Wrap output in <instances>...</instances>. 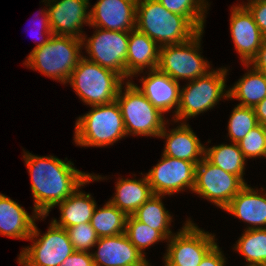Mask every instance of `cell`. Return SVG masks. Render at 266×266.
<instances>
[{
  "label": "cell",
  "mask_w": 266,
  "mask_h": 266,
  "mask_svg": "<svg viewBox=\"0 0 266 266\" xmlns=\"http://www.w3.org/2000/svg\"><path fill=\"white\" fill-rule=\"evenodd\" d=\"M31 177L34 212L48 216L50 209L63 202L92 174L76 169L71 161L56 156L23 155Z\"/></svg>",
  "instance_id": "obj_1"
},
{
  "label": "cell",
  "mask_w": 266,
  "mask_h": 266,
  "mask_svg": "<svg viewBox=\"0 0 266 266\" xmlns=\"http://www.w3.org/2000/svg\"><path fill=\"white\" fill-rule=\"evenodd\" d=\"M135 28L160 47L187 42L199 32L184 16L168 11L158 0H137Z\"/></svg>",
  "instance_id": "obj_2"
},
{
  "label": "cell",
  "mask_w": 266,
  "mask_h": 266,
  "mask_svg": "<svg viewBox=\"0 0 266 266\" xmlns=\"http://www.w3.org/2000/svg\"><path fill=\"white\" fill-rule=\"evenodd\" d=\"M82 43V39L76 37L52 35L43 46L33 48L24 64L32 70L66 84L83 57L80 51Z\"/></svg>",
  "instance_id": "obj_3"
},
{
  "label": "cell",
  "mask_w": 266,
  "mask_h": 266,
  "mask_svg": "<svg viewBox=\"0 0 266 266\" xmlns=\"http://www.w3.org/2000/svg\"><path fill=\"white\" fill-rule=\"evenodd\" d=\"M126 136L121 110L115 100L109 104L92 106L88 113L79 116L73 140L77 146L104 147Z\"/></svg>",
  "instance_id": "obj_4"
},
{
  "label": "cell",
  "mask_w": 266,
  "mask_h": 266,
  "mask_svg": "<svg viewBox=\"0 0 266 266\" xmlns=\"http://www.w3.org/2000/svg\"><path fill=\"white\" fill-rule=\"evenodd\" d=\"M84 56L67 82L86 105L98 106L116 100L124 79L112 70L103 68Z\"/></svg>",
  "instance_id": "obj_5"
},
{
  "label": "cell",
  "mask_w": 266,
  "mask_h": 266,
  "mask_svg": "<svg viewBox=\"0 0 266 266\" xmlns=\"http://www.w3.org/2000/svg\"><path fill=\"white\" fill-rule=\"evenodd\" d=\"M227 68L212 69L206 75L190 80L180 90V102L173 122L194 118L212 109L221 98L228 99L226 88Z\"/></svg>",
  "instance_id": "obj_6"
},
{
  "label": "cell",
  "mask_w": 266,
  "mask_h": 266,
  "mask_svg": "<svg viewBox=\"0 0 266 266\" xmlns=\"http://www.w3.org/2000/svg\"><path fill=\"white\" fill-rule=\"evenodd\" d=\"M121 86L116 101L124 120L126 134L157 137L168 123L164 114L156 109L137 89L133 81ZM125 87V89H124ZM124 89V92H122Z\"/></svg>",
  "instance_id": "obj_7"
},
{
  "label": "cell",
  "mask_w": 266,
  "mask_h": 266,
  "mask_svg": "<svg viewBox=\"0 0 266 266\" xmlns=\"http://www.w3.org/2000/svg\"><path fill=\"white\" fill-rule=\"evenodd\" d=\"M47 230L40 235L34 223L32 234L28 238L33 244L22 248L17 259L21 266H60L75 252L65 228L58 227L51 221Z\"/></svg>",
  "instance_id": "obj_8"
},
{
  "label": "cell",
  "mask_w": 266,
  "mask_h": 266,
  "mask_svg": "<svg viewBox=\"0 0 266 266\" xmlns=\"http://www.w3.org/2000/svg\"><path fill=\"white\" fill-rule=\"evenodd\" d=\"M203 33L204 30L199 31L184 43L160 47L158 69L178 82L206 75L211 67L200 54Z\"/></svg>",
  "instance_id": "obj_9"
},
{
  "label": "cell",
  "mask_w": 266,
  "mask_h": 266,
  "mask_svg": "<svg viewBox=\"0 0 266 266\" xmlns=\"http://www.w3.org/2000/svg\"><path fill=\"white\" fill-rule=\"evenodd\" d=\"M215 235L198 228L190 219L167 240L164 266H198L217 244Z\"/></svg>",
  "instance_id": "obj_10"
},
{
  "label": "cell",
  "mask_w": 266,
  "mask_h": 266,
  "mask_svg": "<svg viewBox=\"0 0 266 266\" xmlns=\"http://www.w3.org/2000/svg\"><path fill=\"white\" fill-rule=\"evenodd\" d=\"M93 28H96L93 36L88 39L86 35L82 37V45L89 55L86 59L118 73L126 80V58L130 31Z\"/></svg>",
  "instance_id": "obj_11"
},
{
  "label": "cell",
  "mask_w": 266,
  "mask_h": 266,
  "mask_svg": "<svg viewBox=\"0 0 266 266\" xmlns=\"http://www.w3.org/2000/svg\"><path fill=\"white\" fill-rule=\"evenodd\" d=\"M245 185L237 175L225 172L204 157L196 165L192 192L224 209Z\"/></svg>",
  "instance_id": "obj_12"
},
{
  "label": "cell",
  "mask_w": 266,
  "mask_h": 266,
  "mask_svg": "<svg viewBox=\"0 0 266 266\" xmlns=\"http://www.w3.org/2000/svg\"><path fill=\"white\" fill-rule=\"evenodd\" d=\"M196 164L165 156L146 173L154 195H173L195 186Z\"/></svg>",
  "instance_id": "obj_13"
},
{
  "label": "cell",
  "mask_w": 266,
  "mask_h": 266,
  "mask_svg": "<svg viewBox=\"0 0 266 266\" xmlns=\"http://www.w3.org/2000/svg\"><path fill=\"white\" fill-rule=\"evenodd\" d=\"M49 6L48 15L53 35L82 39L83 24H90L88 0H43ZM47 3V5H46ZM88 10V11H87Z\"/></svg>",
  "instance_id": "obj_14"
},
{
  "label": "cell",
  "mask_w": 266,
  "mask_h": 266,
  "mask_svg": "<svg viewBox=\"0 0 266 266\" xmlns=\"http://www.w3.org/2000/svg\"><path fill=\"white\" fill-rule=\"evenodd\" d=\"M230 31L234 48L240 55L242 64H249L265 38L243 4L231 7Z\"/></svg>",
  "instance_id": "obj_15"
},
{
  "label": "cell",
  "mask_w": 266,
  "mask_h": 266,
  "mask_svg": "<svg viewBox=\"0 0 266 266\" xmlns=\"http://www.w3.org/2000/svg\"><path fill=\"white\" fill-rule=\"evenodd\" d=\"M137 0H97L90 8L91 27L131 31L136 27Z\"/></svg>",
  "instance_id": "obj_16"
},
{
  "label": "cell",
  "mask_w": 266,
  "mask_h": 266,
  "mask_svg": "<svg viewBox=\"0 0 266 266\" xmlns=\"http://www.w3.org/2000/svg\"><path fill=\"white\" fill-rule=\"evenodd\" d=\"M97 251L91 252L94 266H144L146 256L130 242L126 234L98 238Z\"/></svg>",
  "instance_id": "obj_17"
},
{
  "label": "cell",
  "mask_w": 266,
  "mask_h": 266,
  "mask_svg": "<svg viewBox=\"0 0 266 266\" xmlns=\"http://www.w3.org/2000/svg\"><path fill=\"white\" fill-rule=\"evenodd\" d=\"M147 77H141V87L134 84L148 101L162 114L175 108L176 115L180 102L181 87L178 81L161 72L158 68L148 70Z\"/></svg>",
  "instance_id": "obj_18"
},
{
  "label": "cell",
  "mask_w": 266,
  "mask_h": 266,
  "mask_svg": "<svg viewBox=\"0 0 266 266\" xmlns=\"http://www.w3.org/2000/svg\"><path fill=\"white\" fill-rule=\"evenodd\" d=\"M158 137L166 139L163 149L165 156L190 161L196 165L204 158L206 146L201 144L192 128L184 121L170 131L164 126Z\"/></svg>",
  "instance_id": "obj_19"
},
{
  "label": "cell",
  "mask_w": 266,
  "mask_h": 266,
  "mask_svg": "<svg viewBox=\"0 0 266 266\" xmlns=\"http://www.w3.org/2000/svg\"><path fill=\"white\" fill-rule=\"evenodd\" d=\"M260 190L246 184L223 210L251 225L246 229L266 228V193Z\"/></svg>",
  "instance_id": "obj_20"
},
{
  "label": "cell",
  "mask_w": 266,
  "mask_h": 266,
  "mask_svg": "<svg viewBox=\"0 0 266 266\" xmlns=\"http://www.w3.org/2000/svg\"><path fill=\"white\" fill-rule=\"evenodd\" d=\"M160 46L136 28L130 31L126 58V78L131 79L146 68H158ZM145 68V69H144Z\"/></svg>",
  "instance_id": "obj_21"
},
{
  "label": "cell",
  "mask_w": 266,
  "mask_h": 266,
  "mask_svg": "<svg viewBox=\"0 0 266 266\" xmlns=\"http://www.w3.org/2000/svg\"><path fill=\"white\" fill-rule=\"evenodd\" d=\"M91 175L80 187H78L63 202L58 203L60 209V220L53 219L52 222L61 228H69L78 224L88 223L91 221L94 210L97 206L96 201L91 194L80 191V188L92 181H99L100 175Z\"/></svg>",
  "instance_id": "obj_22"
},
{
  "label": "cell",
  "mask_w": 266,
  "mask_h": 266,
  "mask_svg": "<svg viewBox=\"0 0 266 266\" xmlns=\"http://www.w3.org/2000/svg\"><path fill=\"white\" fill-rule=\"evenodd\" d=\"M45 217L36 212L29 215L16 201L0 193V235L28 241L36 219Z\"/></svg>",
  "instance_id": "obj_23"
},
{
  "label": "cell",
  "mask_w": 266,
  "mask_h": 266,
  "mask_svg": "<svg viewBox=\"0 0 266 266\" xmlns=\"http://www.w3.org/2000/svg\"><path fill=\"white\" fill-rule=\"evenodd\" d=\"M115 191L109 201L127 216L133 215L154 195L146 175L140 180L119 178Z\"/></svg>",
  "instance_id": "obj_24"
},
{
  "label": "cell",
  "mask_w": 266,
  "mask_h": 266,
  "mask_svg": "<svg viewBox=\"0 0 266 266\" xmlns=\"http://www.w3.org/2000/svg\"><path fill=\"white\" fill-rule=\"evenodd\" d=\"M250 70L228 90V99L239 100V106L254 108L266 97V74L249 64H243Z\"/></svg>",
  "instance_id": "obj_25"
},
{
  "label": "cell",
  "mask_w": 266,
  "mask_h": 266,
  "mask_svg": "<svg viewBox=\"0 0 266 266\" xmlns=\"http://www.w3.org/2000/svg\"><path fill=\"white\" fill-rule=\"evenodd\" d=\"M204 157L213 165L220 167L225 172L237 175L245 184L244 169L247 161L238 143L220 144L205 148Z\"/></svg>",
  "instance_id": "obj_26"
},
{
  "label": "cell",
  "mask_w": 266,
  "mask_h": 266,
  "mask_svg": "<svg viewBox=\"0 0 266 266\" xmlns=\"http://www.w3.org/2000/svg\"><path fill=\"white\" fill-rule=\"evenodd\" d=\"M162 197L164 195H153L137 209L133 216L138 221L159 231L168 240L173 235L170 230L172 216L168 210L166 211Z\"/></svg>",
  "instance_id": "obj_27"
},
{
  "label": "cell",
  "mask_w": 266,
  "mask_h": 266,
  "mask_svg": "<svg viewBox=\"0 0 266 266\" xmlns=\"http://www.w3.org/2000/svg\"><path fill=\"white\" fill-rule=\"evenodd\" d=\"M127 215L108 201L94 210L90 224L99 238L125 233Z\"/></svg>",
  "instance_id": "obj_28"
},
{
  "label": "cell",
  "mask_w": 266,
  "mask_h": 266,
  "mask_svg": "<svg viewBox=\"0 0 266 266\" xmlns=\"http://www.w3.org/2000/svg\"><path fill=\"white\" fill-rule=\"evenodd\" d=\"M233 248L249 265L266 266V228L245 229Z\"/></svg>",
  "instance_id": "obj_29"
},
{
  "label": "cell",
  "mask_w": 266,
  "mask_h": 266,
  "mask_svg": "<svg viewBox=\"0 0 266 266\" xmlns=\"http://www.w3.org/2000/svg\"><path fill=\"white\" fill-rule=\"evenodd\" d=\"M168 11L184 16L198 31L204 30L207 0H158Z\"/></svg>",
  "instance_id": "obj_30"
},
{
  "label": "cell",
  "mask_w": 266,
  "mask_h": 266,
  "mask_svg": "<svg viewBox=\"0 0 266 266\" xmlns=\"http://www.w3.org/2000/svg\"><path fill=\"white\" fill-rule=\"evenodd\" d=\"M125 234L130 242L145 256V249L167 239L157 230L138 221L133 215L127 217Z\"/></svg>",
  "instance_id": "obj_31"
},
{
  "label": "cell",
  "mask_w": 266,
  "mask_h": 266,
  "mask_svg": "<svg viewBox=\"0 0 266 266\" xmlns=\"http://www.w3.org/2000/svg\"><path fill=\"white\" fill-rule=\"evenodd\" d=\"M231 113L227 127L228 135L231 142L239 143L259 123L252 107L237 105Z\"/></svg>",
  "instance_id": "obj_32"
},
{
  "label": "cell",
  "mask_w": 266,
  "mask_h": 266,
  "mask_svg": "<svg viewBox=\"0 0 266 266\" xmlns=\"http://www.w3.org/2000/svg\"><path fill=\"white\" fill-rule=\"evenodd\" d=\"M245 159L266 158V126L258 124L238 143Z\"/></svg>",
  "instance_id": "obj_33"
},
{
  "label": "cell",
  "mask_w": 266,
  "mask_h": 266,
  "mask_svg": "<svg viewBox=\"0 0 266 266\" xmlns=\"http://www.w3.org/2000/svg\"><path fill=\"white\" fill-rule=\"evenodd\" d=\"M66 231L75 251L90 252L99 238L90 222L66 228Z\"/></svg>",
  "instance_id": "obj_34"
},
{
  "label": "cell",
  "mask_w": 266,
  "mask_h": 266,
  "mask_svg": "<svg viewBox=\"0 0 266 266\" xmlns=\"http://www.w3.org/2000/svg\"><path fill=\"white\" fill-rule=\"evenodd\" d=\"M253 16L262 35L266 38V0H248L243 4Z\"/></svg>",
  "instance_id": "obj_35"
},
{
  "label": "cell",
  "mask_w": 266,
  "mask_h": 266,
  "mask_svg": "<svg viewBox=\"0 0 266 266\" xmlns=\"http://www.w3.org/2000/svg\"><path fill=\"white\" fill-rule=\"evenodd\" d=\"M60 266H94V264L90 252L75 251Z\"/></svg>",
  "instance_id": "obj_36"
},
{
  "label": "cell",
  "mask_w": 266,
  "mask_h": 266,
  "mask_svg": "<svg viewBox=\"0 0 266 266\" xmlns=\"http://www.w3.org/2000/svg\"><path fill=\"white\" fill-rule=\"evenodd\" d=\"M226 258L216 244L201 260L198 266H225Z\"/></svg>",
  "instance_id": "obj_37"
},
{
  "label": "cell",
  "mask_w": 266,
  "mask_h": 266,
  "mask_svg": "<svg viewBox=\"0 0 266 266\" xmlns=\"http://www.w3.org/2000/svg\"><path fill=\"white\" fill-rule=\"evenodd\" d=\"M40 14H42V22H40L41 25L39 23L40 26L38 25V27H40V29L42 28L41 31L43 30V32H40L41 34L39 33V37H40V35H41V38L43 37V35H44V37L46 35V37H45V39H41L40 42L37 44V46H35L34 48H38V47L43 46L45 43H47L49 41L50 37L53 35L52 31H51L50 21H49L48 7L45 9L43 8L41 10ZM36 37H38V36H36Z\"/></svg>",
  "instance_id": "obj_38"
},
{
  "label": "cell",
  "mask_w": 266,
  "mask_h": 266,
  "mask_svg": "<svg viewBox=\"0 0 266 266\" xmlns=\"http://www.w3.org/2000/svg\"><path fill=\"white\" fill-rule=\"evenodd\" d=\"M249 65L266 74V38L263 40L260 49L256 56L250 61Z\"/></svg>",
  "instance_id": "obj_39"
},
{
  "label": "cell",
  "mask_w": 266,
  "mask_h": 266,
  "mask_svg": "<svg viewBox=\"0 0 266 266\" xmlns=\"http://www.w3.org/2000/svg\"><path fill=\"white\" fill-rule=\"evenodd\" d=\"M258 123L266 126V97L254 107Z\"/></svg>",
  "instance_id": "obj_40"
},
{
  "label": "cell",
  "mask_w": 266,
  "mask_h": 266,
  "mask_svg": "<svg viewBox=\"0 0 266 266\" xmlns=\"http://www.w3.org/2000/svg\"><path fill=\"white\" fill-rule=\"evenodd\" d=\"M144 266H151L150 263L148 262L147 264H145Z\"/></svg>",
  "instance_id": "obj_41"
}]
</instances>
